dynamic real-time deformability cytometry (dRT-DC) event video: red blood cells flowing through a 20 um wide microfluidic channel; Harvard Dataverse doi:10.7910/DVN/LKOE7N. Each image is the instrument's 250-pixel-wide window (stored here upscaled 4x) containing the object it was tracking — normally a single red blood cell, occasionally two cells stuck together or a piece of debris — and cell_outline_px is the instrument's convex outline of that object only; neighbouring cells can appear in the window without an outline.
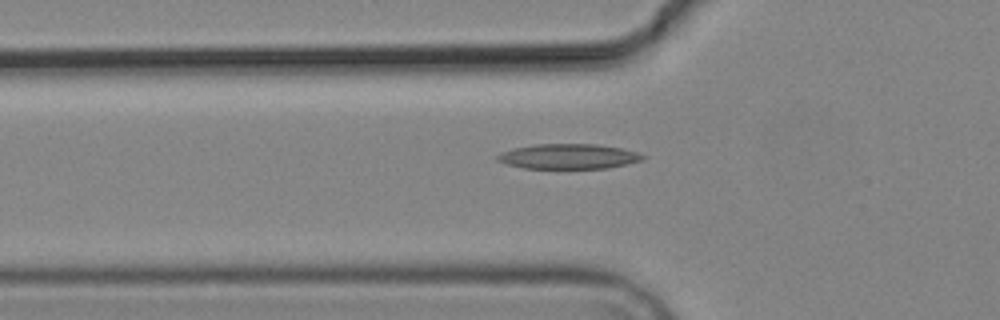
{"species": "common noctule bat (a hibernating species)", "species_latin": "Nyctalus noctula", "temperature_condition": "cold", "stored_images_in_passage": 7, "camera_frame_rate_fps": 3000, "um_per_image_px": 0.085, "animal": {"sex": "male", "body_mass_g": 19.2, "forearm_length_mm": 51.8}, "frame": {"image": 1, "passage_image": 6, "time_ms": 6.667, "image_size_px": [1000, 320], "cell_outline_px": [[648, 156], [640, 160], [608, 168], [524, 168], [504, 164], [496, 160], [496, 156], [500, 152], [512, 148], [536, 144], [596, 144], [620, 148], [636, 152]], "centroid_in_image_um": [48.25, 13.29], "position_along_channel_um": 77.6, "area_um2": 21.15}}
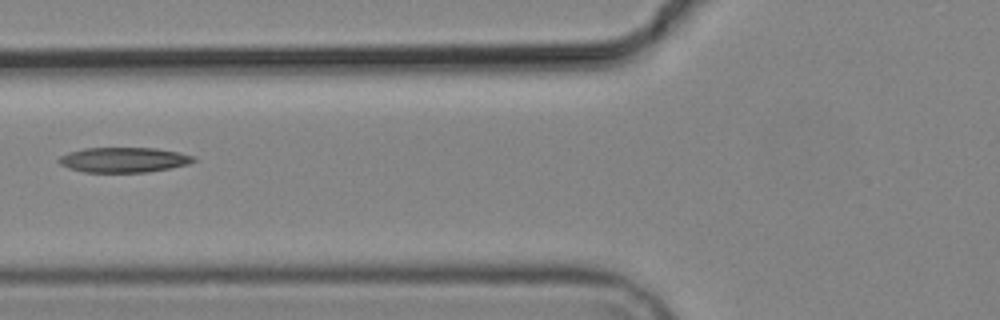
{"frame": {"image": 2, "passage_image": 7, "time_ms": 7.667, "image_size_px": [1000, 320], "cell_outline_px": [[196, 160], [188, 164], [148, 172], [84, 172], [68, 168], [60, 164], [56, 160], [60, 156], [68, 152], [84, 148], [156, 148], [180, 152], [196, 156]], "centroid_in_image_um": [10.51, 13.58], "position_along_channel_um": 115.3, "area_um2": 19.77}}